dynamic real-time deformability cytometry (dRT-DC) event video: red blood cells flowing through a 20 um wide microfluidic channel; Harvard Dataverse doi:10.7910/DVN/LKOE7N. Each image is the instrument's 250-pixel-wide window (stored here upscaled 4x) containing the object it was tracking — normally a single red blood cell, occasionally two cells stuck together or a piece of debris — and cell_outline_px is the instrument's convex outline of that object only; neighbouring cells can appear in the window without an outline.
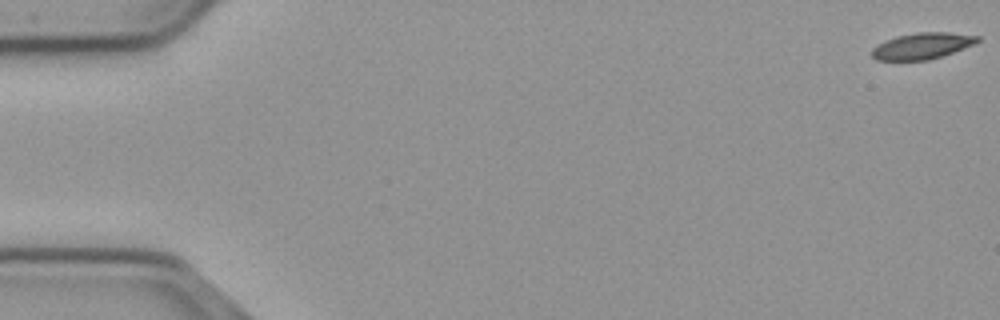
{"species": "common noctule bat (a hibernating species)", "species_latin": "Nyctalus noctula", "temperature_condition": "cold", "stored_images_in_passage": 56, "camera_frame_rate_fps": 3000, "um_per_image_px": 0.085, "animal": {"sex": "male", "body_mass_g": 23.1, "forearm_length_mm": 52.7}, "frame": {"image": 1, "passage_image": 1, "time_ms": 0.0, "image_size_px": [1000, 320], "cell_outline_px": [[980, 40], [972, 44], [952, 52], [928, 60], [876, 60], [872, 56], [872, 48], [884, 40], [896, 36], [916, 32], [948, 32], [980, 36]], "centroid_in_image_um": [78.34, 3.89], "position_along_channel_um": 6.7, "area_um2": 16.01}}
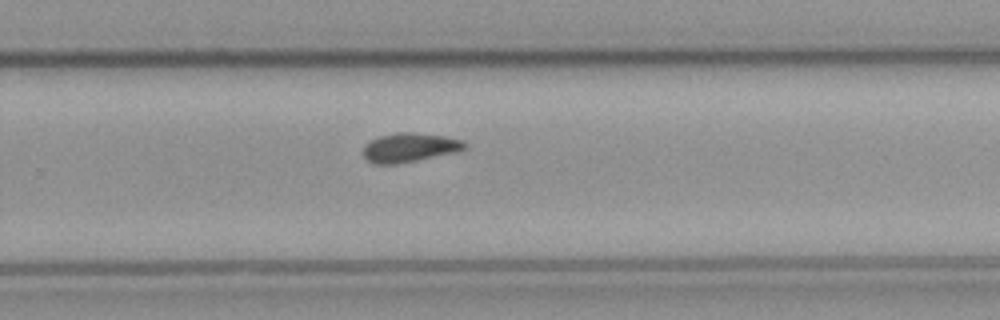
{"frame": {"image": 2, "passage_image": 37, "time_ms": 12.0, "image_size_px": [1000, 320], "cell_outline_px": [[468, 144], [464, 148], [456, 152], [396, 164], [376, 164], [368, 160], [364, 156], [364, 144], [368, 140], [380, 136], [396, 132], [412, 132], [444, 136], [464, 140]], "centroid_in_image_um": [34.8, 12.52], "position_along_channel_um": 295.0, "area_um2": 17.17}}
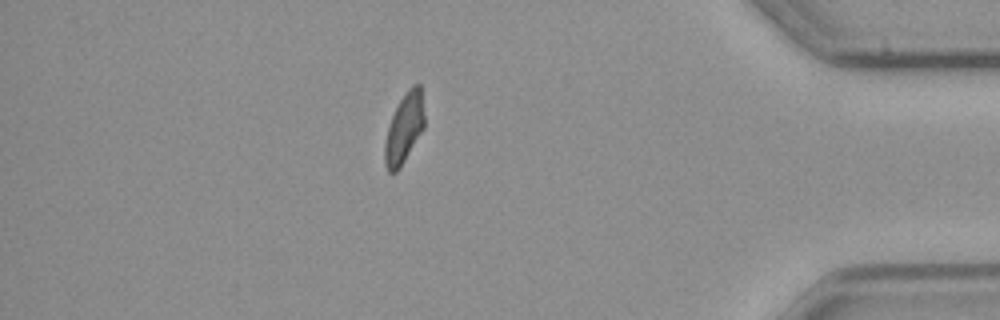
{"frame": {"image": 3, "passage_image": 49, "time_ms": 16.0, "image_size_px": [1000, 320], "cell_outline_px": [[424, 128], [400, 168], [396, 172], [388, 172], [384, 164], [384, 144], [388, 128], [392, 116], [400, 100], [408, 88], [412, 84], [420, 84], [424, 116]], "centroid_in_image_um": [34.35, 10.93], "position_along_channel_um": 400.9, "area_um2": 16.01}, "authors_computed_cell_mechanics": {"area_um2": 16.9354, "velocity_mm_per_s": 3.6922, "shape_relaxation_time_tau1_ms": 7.4978, "shape_relaxation_time_tau2_ms": null, "deformation_change_tau1": 0.1591, "deformation_change_tau2": null}}